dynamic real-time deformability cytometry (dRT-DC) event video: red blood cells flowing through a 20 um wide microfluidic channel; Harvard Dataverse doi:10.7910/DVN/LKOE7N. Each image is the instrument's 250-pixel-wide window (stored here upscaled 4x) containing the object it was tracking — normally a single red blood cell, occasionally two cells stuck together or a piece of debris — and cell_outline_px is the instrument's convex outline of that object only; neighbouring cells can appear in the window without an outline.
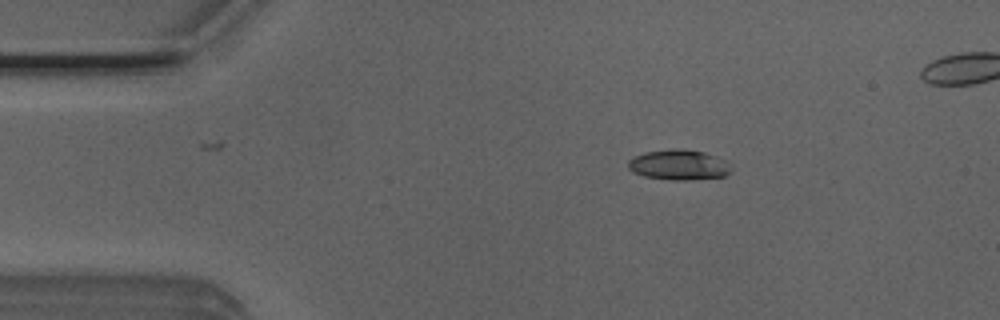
{"species": "Egyptian fruit bat (a non-hibernating species)", "species_latin": "Rousettus aegyptiacus", "temperature_condition": "room temperature", "stored_images_in_passage": 5, "camera_frame_rate_fps": 3000, "um_per_image_px": 0.085, "animal": {"sex": "male"}, "frame": {"image": 1, "passage_image": 1, "time_ms": 0.0, "image_size_px": [1000, 320], "cell_outline_px": [[732, 172], [724, 176], [684, 180], [672, 180], [644, 176], [632, 172], [628, 168], [628, 160], [644, 152], [676, 148], [684, 148], [704, 152], [716, 156], [732, 164]], "centroid_in_image_um": [57.72, 14.0], "position_along_channel_um": 27.3, "area_um2": 18.32}}